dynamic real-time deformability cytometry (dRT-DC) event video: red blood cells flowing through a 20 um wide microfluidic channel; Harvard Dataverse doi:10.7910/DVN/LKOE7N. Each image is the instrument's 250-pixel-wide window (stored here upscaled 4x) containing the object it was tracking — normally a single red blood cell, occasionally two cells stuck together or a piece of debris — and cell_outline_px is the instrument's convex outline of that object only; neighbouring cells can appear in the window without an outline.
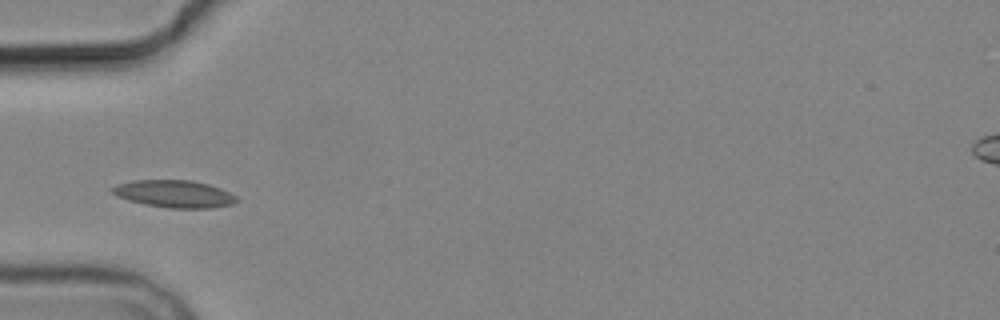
{"species": "common noctule bat (a hibernating species)", "species_latin": "Nyctalus noctula", "temperature_condition": "cold", "stored_images_in_passage": 5, "camera_frame_rate_fps": 3000, "um_per_image_px": 0.085, "animal": {"sex": "male", "body_mass_g": 19.2, "forearm_length_mm": 51.8}, "frame": {"image": 1, "passage_image": 3, "time_ms": 2.333, "image_size_px": [1000, 320], "cell_outline_px": [[240, 200], [232, 204], [208, 208], [168, 208], [144, 204], [128, 200], [116, 196], [112, 192], [112, 188], [116, 184], [132, 180], [192, 180], [208, 184], [220, 188], [236, 196]], "centroid_in_image_um": [14.8, 16.47], "position_along_channel_um": 70.2, "area_um2": 19.83}}
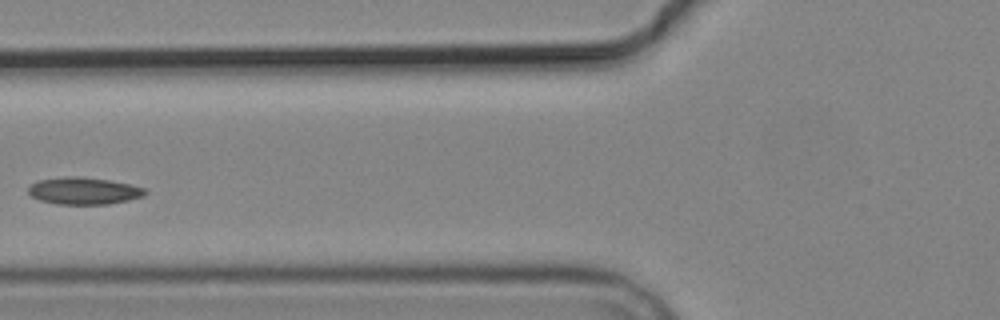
{"frame": {"image": 2, "passage_image": 4, "time_ms": 3.667, "image_size_px": [1000, 320], "cell_outline_px": [[148, 192], [144, 196], [128, 200], [108, 204], [56, 204], [40, 200], [32, 196], [28, 192], [28, 184], [36, 180], [64, 176], [76, 176], [108, 180], [128, 184], [144, 188]], "centroid_in_image_um": [7.07, 16.22], "position_along_channel_um": 118.7, "area_um2": 18.5}}
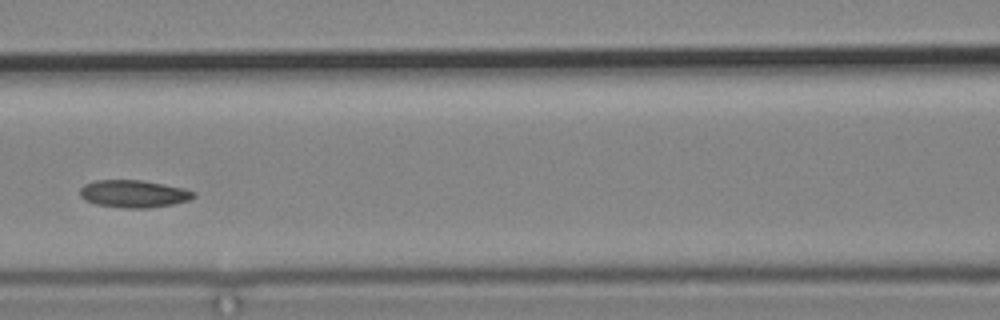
{"frame": {"image": 3, "passage_image": 5, "time_ms": 4.667, "image_size_px": [1000, 320], "cell_outline_px": [[196, 196], [188, 200], [172, 204], [148, 208], [124, 208], [96, 204], [84, 200], [80, 196], [80, 188], [84, 184], [96, 180], [140, 180], [164, 184], [184, 188], [196, 192]], "centroid_in_image_um": [11.35, 16.47], "position_along_channel_um": 155.2, "area_um2": 18.21}}